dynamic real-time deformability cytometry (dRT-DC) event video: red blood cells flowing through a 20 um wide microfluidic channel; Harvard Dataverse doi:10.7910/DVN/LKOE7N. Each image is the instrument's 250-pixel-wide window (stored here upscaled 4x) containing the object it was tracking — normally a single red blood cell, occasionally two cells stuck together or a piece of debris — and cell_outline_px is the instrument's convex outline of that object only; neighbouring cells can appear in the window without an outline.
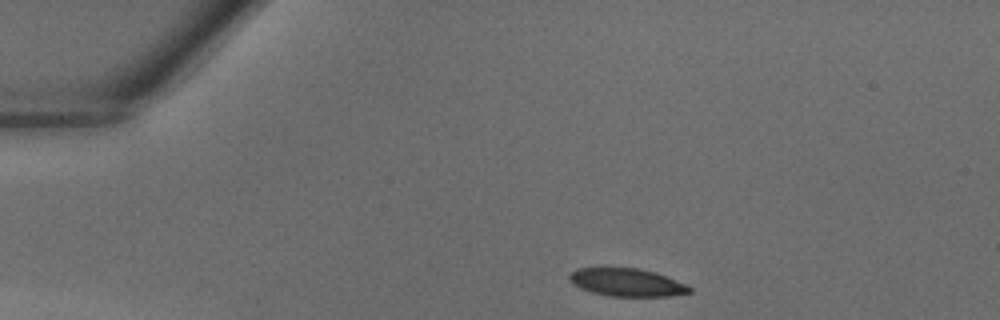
{"species": "common noctule bat (a hibernating species)", "species_latin": "Nyctalus noctula", "temperature_condition": "warm", "stored_images_in_passage": 34, "camera_frame_rate_fps": 3000, "um_per_image_px": 0.085, "animal": {"sex": "male", "body_mass_g": 18.8}, "frame": {"image": 1, "passage_image": 1, "time_ms": 0.0, "image_size_px": [1000, 320], "cell_outline_px": [[692, 292], [672, 296], [608, 296], [592, 292], [580, 288], [572, 284], [568, 276], [576, 268], [604, 264], [640, 268], [656, 272], [684, 284], [692, 288]], "centroid_in_image_um": [53.19, 23.94], "position_along_channel_um": 31.8, "area_um2": 20.4}}
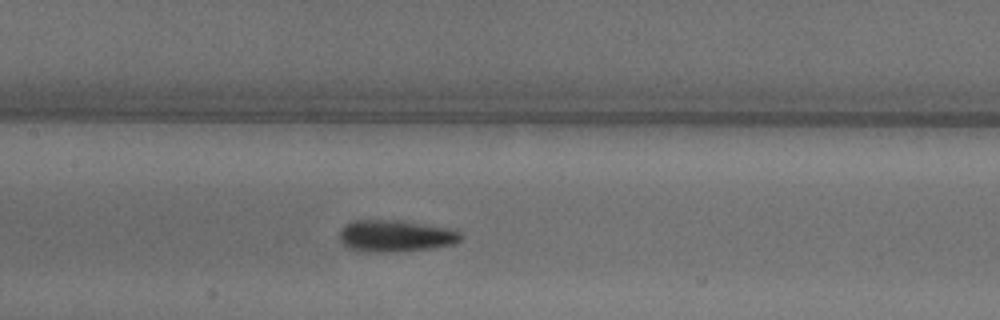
{"frame": {"image": 2, "passage_image": 13, "time_ms": 4.0, "image_size_px": [1000, 320], "cell_outline_px": [[464, 236], [460, 240], [452, 244], [432, 248], [396, 252], [368, 252], [348, 248], [340, 240], [340, 228], [344, 224], [352, 220], [396, 220], [448, 228], [460, 232]], "centroid_in_image_um": [33.58, 20.06], "position_along_channel_um": 173.8, "area_um2": 22.48}}
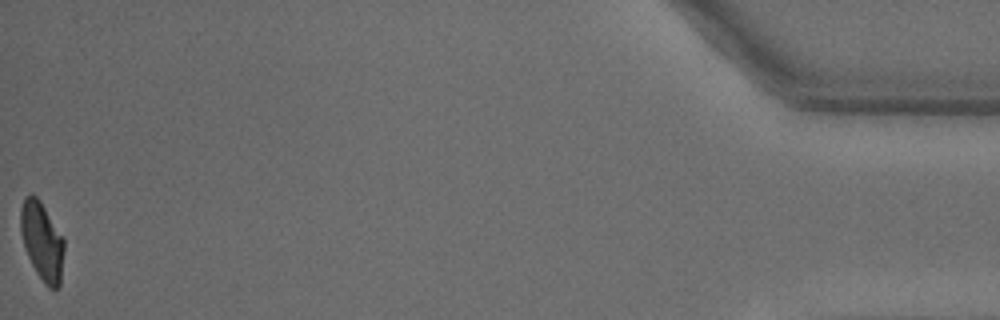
{"frame": {"image": 3, "passage_image": 34, "time_ms": 11.0, "image_size_px": [1000, 320], "cell_outline_px": [[64, 252], [60, 288], [48, 288], [44, 284], [36, 272], [24, 248], [20, 232], [20, 208], [24, 196], [32, 192], [40, 200], [64, 236]], "centroid_in_image_um": [3.57, 20.47], "position_along_channel_um": 431.6, "area_um2": 20.4}}